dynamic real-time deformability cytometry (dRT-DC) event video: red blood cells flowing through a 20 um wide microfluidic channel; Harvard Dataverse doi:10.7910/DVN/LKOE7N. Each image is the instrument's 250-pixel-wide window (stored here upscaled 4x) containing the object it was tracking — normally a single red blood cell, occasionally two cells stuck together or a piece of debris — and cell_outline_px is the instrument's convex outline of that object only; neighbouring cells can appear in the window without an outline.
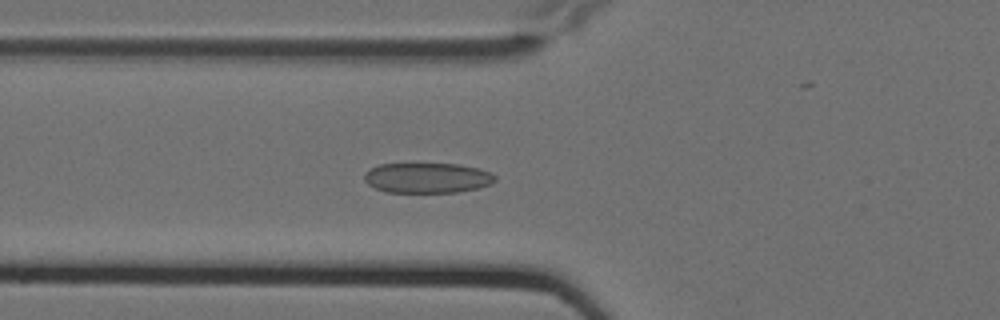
{"species": "Egyptian fruit bat (a non-hibernating species)", "species_latin": "Rousettus aegyptiacus", "temperature_condition": "cold", "stored_images_in_passage": 5, "camera_frame_rate_fps": 3000, "um_per_image_px": 0.085, "animal": {"sex": "female"}, "frame": {"image": 1, "passage_image": 5, "time_ms": 1.333, "image_size_px": [1000, 320], "cell_outline_px": [[496, 180], [492, 184], [476, 188], [456, 192], [388, 192], [376, 188], [368, 184], [364, 180], [364, 172], [380, 164], [460, 164], [480, 168], [492, 172], [496, 176]], "centroid_in_image_um": [36.35, 15.11], "position_along_channel_um": 89.4, "area_um2": 23.06}}